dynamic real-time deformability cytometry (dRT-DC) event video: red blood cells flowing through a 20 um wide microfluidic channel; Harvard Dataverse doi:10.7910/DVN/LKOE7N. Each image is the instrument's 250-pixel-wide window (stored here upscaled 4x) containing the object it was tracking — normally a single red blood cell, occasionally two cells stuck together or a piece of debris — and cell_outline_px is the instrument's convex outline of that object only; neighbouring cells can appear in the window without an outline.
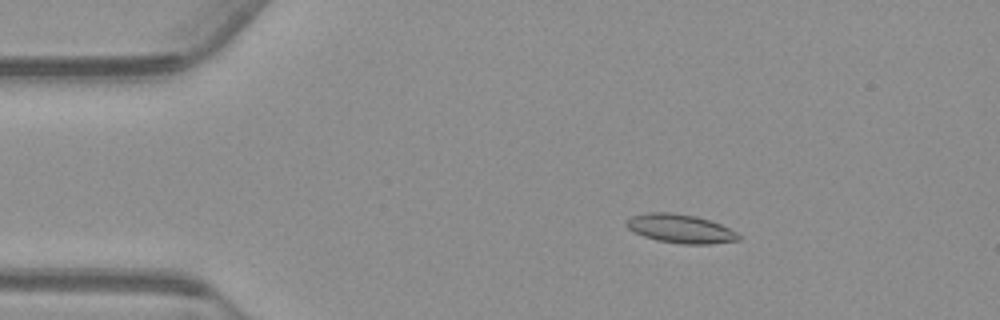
{"species": "common noctule bat (a hibernating species)", "species_latin": "Nyctalus noctula", "temperature_condition": "warm", "stored_images_in_passage": 56, "camera_frame_rate_fps": 3000, "um_per_image_px": 0.085, "animal": {"sex": "male", "body_mass_g": 23.1, "forearm_length_mm": 52.7}, "frame": {"image": 1, "passage_image": 10, "time_ms": 3.0, "image_size_px": [1000, 320], "cell_outline_px": [[740, 240], [712, 244], [680, 244], [656, 240], [644, 236], [628, 228], [624, 224], [624, 220], [632, 216], [648, 212], [672, 212], [696, 216], [720, 224], [736, 232], [740, 236]], "centroid_in_image_um": [57.81, 19.43], "position_along_channel_um": 27.2, "area_um2": 18.84}}
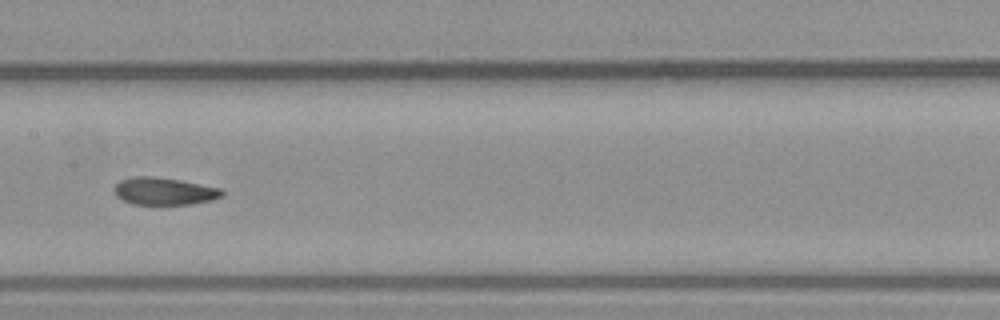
{"frame": {"image": 2, "passage_image": 28, "time_ms": 9.0, "image_size_px": [1000, 320], "cell_outline_px": [[224, 196], [212, 200], [192, 204], [132, 204], [116, 196], [112, 188], [120, 180], [132, 176], [152, 176], [180, 180], [220, 188], [224, 192]], "centroid_in_image_um": [13.94, 16.25], "position_along_channel_um": 193.5, "area_um2": 17.28}}
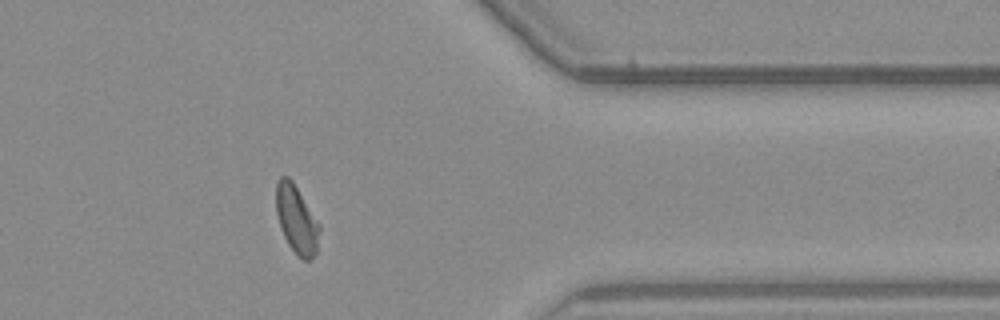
{"frame": {"image": 3, "passage_image": 45, "time_ms": 14.667, "image_size_px": [1000, 320], "cell_outline_px": [[320, 228], [316, 252], [312, 260], [304, 260], [288, 244], [280, 228], [276, 212], [276, 180], [280, 176], [288, 176], [292, 180], [320, 224]], "centroid_in_image_um": [25.19, 18.62], "position_along_channel_um": 386.2, "area_um2": 17.17}, "authors_computed_cell_mechanics": {"area_um2": 17.629, "velocity_mm_per_s": 3.7384, "shape_relaxation_time_tau1_ms": 3.6762, "shape_relaxation_time_tau2_ms": 1.3179, "deformation_change_tau1": 0.1235, "deformation_change_tau2": 0.0639}}